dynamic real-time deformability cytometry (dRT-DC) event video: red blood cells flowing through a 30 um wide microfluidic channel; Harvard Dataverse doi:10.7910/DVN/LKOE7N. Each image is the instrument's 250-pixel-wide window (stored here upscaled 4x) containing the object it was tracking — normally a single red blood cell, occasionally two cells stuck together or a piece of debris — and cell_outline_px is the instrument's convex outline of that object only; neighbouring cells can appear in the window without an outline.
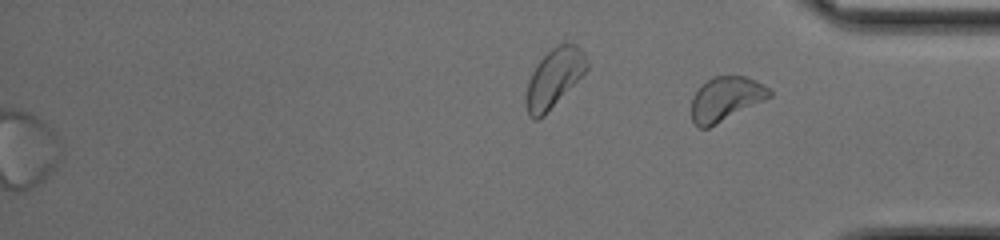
{"species": "common noctule bat (a hibernating species)", "species_latin": "Nyctalus noctula", "temperature_condition": "cold", "stored_images_in_passage": 34, "segment_of_instrument_passage": [2, 2], "camera_frame_rate_fps": 3000, "um_per_image_px": 0.085, "animal": {"sex": "female", "body_mass_g": 17.0, "forearm_length_mm": 48.0}, "frame": {"image": 1, "passage_image": 34, "time_ms": 11.0, "image_size_px": [1000, 240], "cell_outline_px": [[772, 96], [708, 128], [700, 128], [692, 120], [692, 96], [700, 84], [712, 76], [744, 76], [764, 84], [772, 92]], "centroid_in_image_um": [61.67, 8.38], "position_along_channel_um": 373.5, "area_um2": 20.0}}